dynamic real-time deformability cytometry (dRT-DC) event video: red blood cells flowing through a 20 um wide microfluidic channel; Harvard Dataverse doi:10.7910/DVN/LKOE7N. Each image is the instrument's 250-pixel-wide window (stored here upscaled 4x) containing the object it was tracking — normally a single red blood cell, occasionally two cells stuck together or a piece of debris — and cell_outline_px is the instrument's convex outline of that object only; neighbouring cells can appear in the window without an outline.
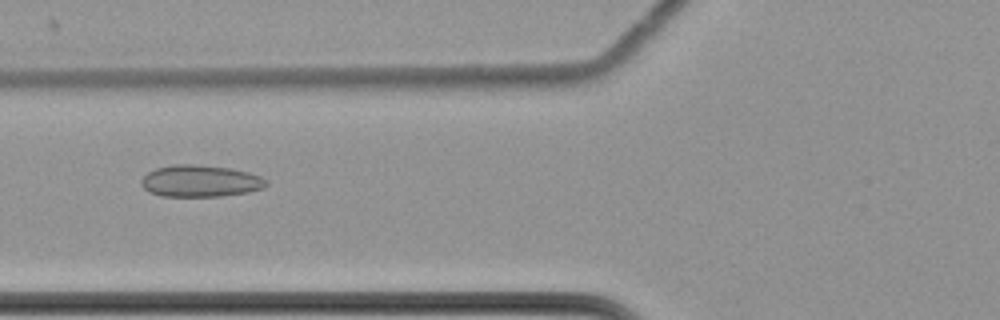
{"species": "common noctule bat (a hibernating species)", "species_latin": "Nyctalus noctula", "temperature_condition": "cold", "stored_images_in_passage": 60, "camera_frame_rate_fps": 3000, "um_per_image_px": 0.085, "animal": {"sex": "female", "body_mass_g": 22.7, "forearm_length_mm": 54.2}, "frame": {"image": 1, "passage_image": 25, "time_ms": 8.0, "image_size_px": [1000, 320], "cell_outline_px": [[268, 184], [264, 188], [248, 192], [220, 196], [160, 196], [148, 192], [140, 184], [140, 180], [148, 172], [156, 168], [172, 164], [196, 164], [232, 168], [248, 172], [260, 176], [268, 180]], "centroid_in_image_um": [17.02, 15.38], "position_along_channel_um": 108.8, "area_um2": 23.41}}
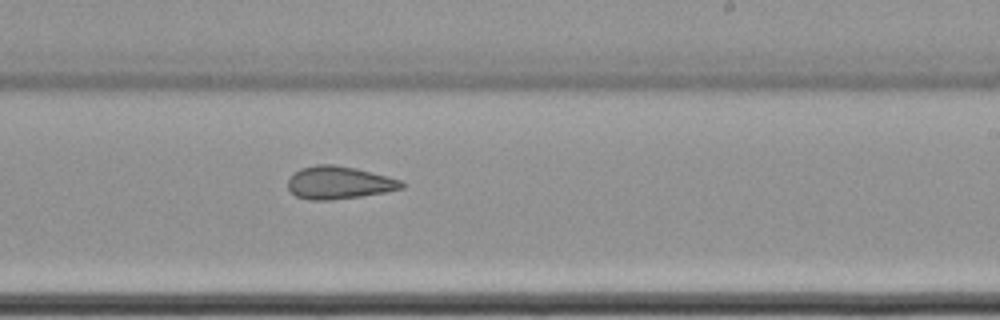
{"frame": {"image": 2, "passage_image": 38, "time_ms": 12.333, "image_size_px": [1000, 320], "cell_outline_px": [[404, 188], [384, 192], [360, 196], [332, 200], [308, 200], [296, 196], [288, 188], [288, 180], [300, 168], [316, 164], [332, 164], [356, 168], [400, 180], [404, 184]], "centroid_in_image_um": [28.79, 15.53], "position_along_channel_um": 260.2, "area_um2": 21.5}}
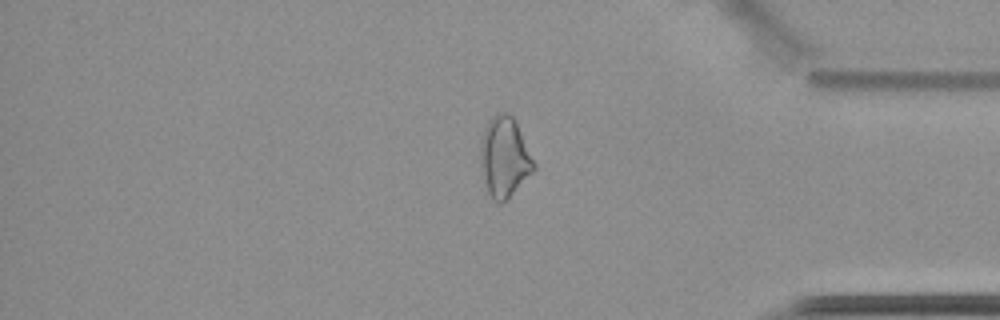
{"frame": {"image": 3, "passage_image": 51, "time_ms": 16.667, "image_size_px": [1000, 320], "cell_outline_px": [[536, 168], [500, 204], [492, 200], [488, 192], [480, 164], [480, 144], [484, 128], [488, 120], [496, 112], [508, 112], [512, 116], [536, 164]], "centroid_in_image_um": [42.85, 13.31], "position_along_channel_um": 392.4, "area_um2": 24.51}, "authors_computed_cell_mechanics": {"area_um2": 24.8251, "velocity_mm_per_s": 3.4939, "shape_relaxation_time_tau1_ms": null, "shape_relaxation_time_tau2_ms": 5.745, "deformation_change_tau1": null, "deformation_change_tau2": 0.1191}}